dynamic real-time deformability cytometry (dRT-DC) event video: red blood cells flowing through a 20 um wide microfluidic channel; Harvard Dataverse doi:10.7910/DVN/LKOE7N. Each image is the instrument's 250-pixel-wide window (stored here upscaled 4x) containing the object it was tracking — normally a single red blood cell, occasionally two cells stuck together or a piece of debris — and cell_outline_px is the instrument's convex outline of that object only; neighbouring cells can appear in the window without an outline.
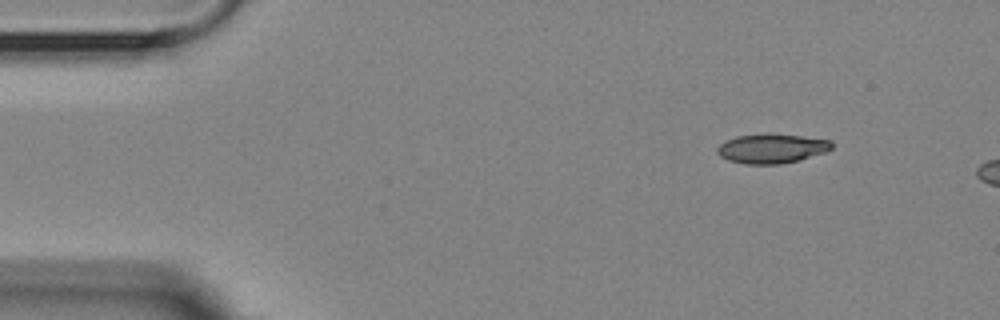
{"species": "Egyptian fruit bat (a non-hibernating species)", "species_latin": "Rousettus aegyptiacus", "temperature_condition": "room temperature", "stored_images_in_passage": 2, "camera_frame_rate_fps": 3000, "um_per_image_px": 0.085, "animal": {"sex": "female"}, "frame": {"image": 1, "passage_image": 2, "time_ms": 2.0, "image_size_px": [1000, 320], "cell_outline_px": [[832, 148], [824, 152], [800, 160], [780, 164], [744, 164], [728, 160], [720, 156], [716, 152], [716, 148], [724, 140], [736, 136], [768, 132], [832, 140]], "centroid_in_image_um": [65.55, 12.61], "position_along_channel_um": 19.4, "area_um2": 19.94}}